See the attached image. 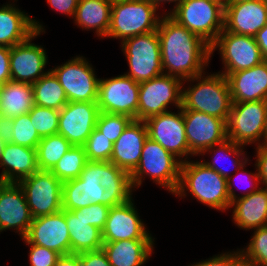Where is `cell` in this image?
<instances>
[{"label": "cell", "instance_id": "6da1fadb", "mask_svg": "<svg viewBox=\"0 0 267 266\" xmlns=\"http://www.w3.org/2000/svg\"><path fill=\"white\" fill-rule=\"evenodd\" d=\"M130 174L112 162L87 161L78 178L62 183V208L68 211L91 204L118 206L133 198Z\"/></svg>", "mask_w": 267, "mask_h": 266}, {"label": "cell", "instance_id": "7a4b0ae2", "mask_svg": "<svg viewBox=\"0 0 267 266\" xmlns=\"http://www.w3.org/2000/svg\"><path fill=\"white\" fill-rule=\"evenodd\" d=\"M157 33L164 74L185 81L209 67L212 60L210 45L169 14H163Z\"/></svg>", "mask_w": 267, "mask_h": 266}, {"label": "cell", "instance_id": "3957f363", "mask_svg": "<svg viewBox=\"0 0 267 266\" xmlns=\"http://www.w3.org/2000/svg\"><path fill=\"white\" fill-rule=\"evenodd\" d=\"M188 195L222 213L230 208L227 179L204 164L201 159L181 162L180 181L173 196L184 199Z\"/></svg>", "mask_w": 267, "mask_h": 266}, {"label": "cell", "instance_id": "277c9868", "mask_svg": "<svg viewBox=\"0 0 267 266\" xmlns=\"http://www.w3.org/2000/svg\"><path fill=\"white\" fill-rule=\"evenodd\" d=\"M209 73L205 71L183 81L181 108L200 111L227 123L233 103L227 78L220 72Z\"/></svg>", "mask_w": 267, "mask_h": 266}, {"label": "cell", "instance_id": "5b68a950", "mask_svg": "<svg viewBox=\"0 0 267 266\" xmlns=\"http://www.w3.org/2000/svg\"><path fill=\"white\" fill-rule=\"evenodd\" d=\"M180 166L178 158L148 137L143 145L140 162L130 174L134 192L140 186L143 187L145 178L149 177L152 183L173 195L180 181Z\"/></svg>", "mask_w": 267, "mask_h": 266}, {"label": "cell", "instance_id": "8992f818", "mask_svg": "<svg viewBox=\"0 0 267 266\" xmlns=\"http://www.w3.org/2000/svg\"><path fill=\"white\" fill-rule=\"evenodd\" d=\"M148 0L112 2L110 26L106 38L124 40L158 29L163 12H157ZM160 14V15H159Z\"/></svg>", "mask_w": 267, "mask_h": 266}, {"label": "cell", "instance_id": "52a82bcc", "mask_svg": "<svg viewBox=\"0 0 267 266\" xmlns=\"http://www.w3.org/2000/svg\"><path fill=\"white\" fill-rule=\"evenodd\" d=\"M120 47L129 67L124 74L135 82L141 83L164 74L157 30L128 38Z\"/></svg>", "mask_w": 267, "mask_h": 266}, {"label": "cell", "instance_id": "ba28073f", "mask_svg": "<svg viewBox=\"0 0 267 266\" xmlns=\"http://www.w3.org/2000/svg\"><path fill=\"white\" fill-rule=\"evenodd\" d=\"M169 15L210 46L224 29V7L211 0H183Z\"/></svg>", "mask_w": 267, "mask_h": 266}, {"label": "cell", "instance_id": "9c48e42d", "mask_svg": "<svg viewBox=\"0 0 267 266\" xmlns=\"http://www.w3.org/2000/svg\"><path fill=\"white\" fill-rule=\"evenodd\" d=\"M50 70L65 90L68 102L98 101L100 78L97 77L92 63L85 56H74Z\"/></svg>", "mask_w": 267, "mask_h": 266}, {"label": "cell", "instance_id": "30bf717a", "mask_svg": "<svg viewBox=\"0 0 267 266\" xmlns=\"http://www.w3.org/2000/svg\"><path fill=\"white\" fill-rule=\"evenodd\" d=\"M182 84L177 77L162 74L139 83L137 120L147 118L182 107Z\"/></svg>", "mask_w": 267, "mask_h": 266}, {"label": "cell", "instance_id": "8fae6325", "mask_svg": "<svg viewBox=\"0 0 267 266\" xmlns=\"http://www.w3.org/2000/svg\"><path fill=\"white\" fill-rule=\"evenodd\" d=\"M267 100L233 102L227 125V139L243 146L264 144Z\"/></svg>", "mask_w": 267, "mask_h": 266}, {"label": "cell", "instance_id": "7c38bea8", "mask_svg": "<svg viewBox=\"0 0 267 266\" xmlns=\"http://www.w3.org/2000/svg\"><path fill=\"white\" fill-rule=\"evenodd\" d=\"M211 58L218 51L222 69L220 73H233L258 65L265 59L254 36L239 35L223 29L210 46Z\"/></svg>", "mask_w": 267, "mask_h": 266}, {"label": "cell", "instance_id": "4fadbf2b", "mask_svg": "<svg viewBox=\"0 0 267 266\" xmlns=\"http://www.w3.org/2000/svg\"><path fill=\"white\" fill-rule=\"evenodd\" d=\"M18 184L33 218L55 214L63 209L62 182L51 171L38 170Z\"/></svg>", "mask_w": 267, "mask_h": 266}, {"label": "cell", "instance_id": "5bb4252c", "mask_svg": "<svg viewBox=\"0 0 267 266\" xmlns=\"http://www.w3.org/2000/svg\"><path fill=\"white\" fill-rule=\"evenodd\" d=\"M139 83L127 75L100 78L98 108L100 112L122 114L137 120Z\"/></svg>", "mask_w": 267, "mask_h": 266}, {"label": "cell", "instance_id": "9a60e30c", "mask_svg": "<svg viewBox=\"0 0 267 266\" xmlns=\"http://www.w3.org/2000/svg\"><path fill=\"white\" fill-rule=\"evenodd\" d=\"M151 116L145 120L148 137L159 143L181 162L190 159V150L185 135L183 109Z\"/></svg>", "mask_w": 267, "mask_h": 266}, {"label": "cell", "instance_id": "2e32d148", "mask_svg": "<svg viewBox=\"0 0 267 266\" xmlns=\"http://www.w3.org/2000/svg\"><path fill=\"white\" fill-rule=\"evenodd\" d=\"M185 135L190 159L227 139V125L223 119L195 110H183Z\"/></svg>", "mask_w": 267, "mask_h": 266}, {"label": "cell", "instance_id": "e0dca14e", "mask_svg": "<svg viewBox=\"0 0 267 266\" xmlns=\"http://www.w3.org/2000/svg\"><path fill=\"white\" fill-rule=\"evenodd\" d=\"M43 34L36 31L26 41L11 47V80L32 85L50 70H44L49 63L46 48L32 42Z\"/></svg>", "mask_w": 267, "mask_h": 266}, {"label": "cell", "instance_id": "ac0fdd59", "mask_svg": "<svg viewBox=\"0 0 267 266\" xmlns=\"http://www.w3.org/2000/svg\"><path fill=\"white\" fill-rule=\"evenodd\" d=\"M134 198L128 202L110 207L106 224L102 230L103 242L132 239H155L147 224L139 216Z\"/></svg>", "mask_w": 267, "mask_h": 266}, {"label": "cell", "instance_id": "d6986e66", "mask_svg": "<svg viewBox=\"0 0 267 266\" xmlns=\"http://www.w3.org/2000/svg\"><path fill=\"white\" fill-rule=\"evenodd\" d=\"M99 112L97 102H68L60 110L58 134L73 146H83L96 127Z\"/></svg>", "mask_w": 267, "mask_h": 266}, {"label": "cell", "instance_id": "ffe728a7", "mask_svg": "<svg viewBox=\"0 0 267 266\" xmlns=\"http://www.w3.org/2000/svg\"><path fill=\"white\" fill-rule=\"evenodd\" d=\"M33 217L24 192L18 183L0 182V234L13 230L24 238Z\"/></svg>", "mask_w": 267, "mask_h": 266}, {"label": "cell", "instance_id": "44dd1931", "mask_svg": "<svg viewBox=\"0 0 267 266\" xmlns=\"http://www.w3.org/2000/svg\"><path fill=\"white\" fill-rule=\"evenodd\" d=\"M25 238L31 243L57 252L71 253L70 236L65 218V209L51 215L33 218Z\"/></svg>", "mask_w": 267, "mask_h": 266}, {"label": "cell", "instance_id": "7402d4cb", "mask_svg": "<svg viewBox=\"0 0 267 266\" xmlns=\"http://www.w3.org/2000/svg\"><path fill=\"white\" fill-rule=\"evenodd\" d=\"M16 1V2H15ZM18 0L0 5V45L13 47L37 32H46L45 25L18 8Z\"/></svg>", "mask_w": 267, "mask_h": 266}, {"label": "cell", "instance_id": "603a6c76", "mask_svg": "<svg viewBox=\"0 0 267 266\" xmlns=\"http://www.w3.org/2000/svg\"><path fill=\"white\" fill-rule=\"evenodd\" d=\"M267 23L264 0L228 3L224 8V30L239 35L255 36Z\"/></svg>", "mask_w": 267, "mask_h": 266}, {"label": "cell", "instance_id": "cb8c5ba5", "mask_svg": "<svg viewBox=\"0 0 267 266\" xmlns=\"http://www.w3.org/2000/svg\"><path fill=\"white\" fill-rule=\"evenodd\" d=\"M147 138L148 129L145 121L133 120L113 144L110 162L131 174L140 162Z\"/></svg>", "mask_w": 267, "mask_h": 266}, {"label": "cell", "instance_id": "d4e9b609", "mask_svg": "<svg viewBox=\"0 0 267 266\" xmlns=\"http://www.w3.org/2000/svg\"><path fill=\"white\" fill-rule=\"evenodd\" d=\"M222 74L227 78L232 102L267 100V60L250 69Z\"/></svg>", "mask_w": 267, "mask_h": 266}, {"label": "cell", "instance_id": "484cf974", "mask_svg": "<svg viewBox=\"0 0 267 266\" xmlns=\"http://www.w3.org/2000/svg\"><path fill=\"white\" fill-rule=\"evenodd\" d=\"M0 182L18 183L37 172L36 149L5 143L0 159Z\"/></svg>", "mask_w": 267, "mask_h": 266}, {"label": "cell", "instance_id": "4316f807", "mask_svg": "<svg viewBox=\"0 0 267 266\" xmlns=\"http://www.w3.org/2000/svg\"><path fill=\"white\" fill-rule=\"evenodd\" d=\"M232 222L241 230L250 231L267 226V189L237 198L230 204Z\"/></svg>", "mask_w": 267, "mask_h": 266}, {"label": "cell", "instance_id": "83f0119b", "mask_svg": "<svg viewBox=\"0 0 267 266\" xmlns=\"http://www.w3.org/2000/svg\"><path fill=\"white\" fill-rule=\"evenodd\" d=\"M155 239H132L103 242L111 266H145L155 253Z\"/></svg>", "mask_w": 267, "mask_h": 266}, {"label": "cell", "instance_id": "f1b7e54d", "mask_svg": "<svg viewBox=\"0 0 267 266\" xmlns=\"http://www.w3.org/2000/svg\"><path fill=\"white\" fill-rule=\"evenodd\" d=\"M111 8L109 0H79L73 23L82 31H93L96 37L104 39L110 26Z\"/></svg>", "mask_w": 267, "mask_h": 266}, {"label": "cell", "instance_id": "f546056e", "mask_svg": "<svg viewBox=\"0 0 267 266\" xmlns=\"http://www.w3.org/2000/svg\"><path fill=\"white\" fill-rule=\"evenodd\" d=\"M70 236L71 253H82L102 249V231L88 224L81 216V210H65Z\"/></svg>", "mask_w": 267, "mask_h": 266}, {"label": "cell", "instance_id": "4dcf8cb0", "mask_svg": "<svg viewBox=\"0 0 267 266\" xmlns=\"http://www.w3.org/2000/svg\"><path fill=\"white\" fill-rule=\"evenodd\" d=\"M244 149L245 146L226 139L224 142L205 150L200 156L207 154L209 157L211 156V158L210 160H204L203 157L201 161L211 169H214L222 177L228 179L233 174L232 171H234V173L237 172L250 159ZM220 160H225V164L232 166V171L230 168L228 169V166H223V164H221L223 162L220 163Z\"/></svg>", "mask_w": 267, "mask_h": 266}, {"label": "cell", "instance_id": "1f68e13d", "mask_svg": "<svg viewBox=\"0 0 267 266\" xmlns=\"http://www.w3.org/2000/svg\"><path fill=\"white\" fill-rule=\"evenodd\" d=\"M33 106L31 84L11 80L0 85V115L14 118L29 113Z\"/></svg>", "mask_w": 267, "mask_h": 266}, {"label": "cell", "instance_id": "d6a6232c", "mask_svg": "<svg viewBox=\"0 0 267 266\" xmlns=\"http://www.w3.org/2000/svg\"><path fill=\"white\" fill-rule=\"evenodd\" d=\"M32 88L34 105L61 110L68 103L65 90L51 70L33 83Z\"/></svg>", "mask_w": 267, "mask_h": 266}, {"label": "cell", "instance_id": "836d02e7", "mask_svg": "<svg viewBox=\"0 0 267 266\" xmlns=\"http://www.w3.org/2000/svg\"><path fill=\"white\" fill-rule=\"evenodd\" d=\"M72 146L60 134L43 137L36 147L38 169L50 171Z\"/></svg>", "mask_w": 267, "mask_h": 266}, {"label": "cell", "instance_id": "e575fe53", "mask_svg": "<svg viewBox=\"0 0 267 266\" xmlns=\"http://www.w3.org/2000/svg\"><path fill=\"white\" fill-rule=\"evenodd\" d=\"M86 163L84 146H72L50 171L63 183L78 178Z\"/></svg>", "mask_w": 267, "mask_h": 266}, {"label": "cell", "instance_id": "d590c367", "mask_svg": "<svg viewBox=\"0 0 267 266\" xmlns=\"http://www.w3.org/2000/svg\"><path fill=\"white\" fill-rule=\"evenodd\" d=\"M251 231L248 245L240 248L243 262L251 266H267V226Z\"/></svg>", "mask_w": 267, "mask_h": 266}, {"label": "cell", "instance_id": "8d00e7d4", "mask_svg": "<svg viewBox=\"0 0 267 266\" xmlns=\"http://www.w3.org/2000/svg\"><path fill=\"white\" fill-rule=\"evenodd\" d=\"M60 110L34 105L29 112L31 123L41 138L58 134Z\"/></svg>", "mask_w": 267, "mask_h": 266}, {"label": "cell", "instance_id": "74e56055", "mask_svg": "<svg viewBox=\"0 0 267 266\" xmlns=\"http://www.w3.org/2000/svg\"><path fill=\"white\" fill-rule=\"evenodd\" d=\"M133 120L127 115L99 112L96 128L114 144Z\"/></svg>", "mask_w": 267, "mask_h": 266}, {"label": "cell", "instance_id": "f35d334b", "mask_svg": "<svg viewBox=\"0 0 267 266\" xmlns=\"http://www.w3.org/2000/svg\"><path fill=\"white\" fill-rule=\"evenodd\" d=\"M13 138L10 143L36 149L42 139L31 123L29 113L12 118Z\"/></svg>", "mask_w": 267, "mask_h": 266}, {"label": "cell", "instance_id": "ab89813d", "mask_svg": "<svg viewBox=\"0 0 267 266\" xmlns=\"http://www.w3.org/2000/svg\"><path fill=\"white\" fill-rule=\"evenodd\" d=\"M87 161H110L113 143L104 136L96 127L83 145Z\"/></svg>", "mask_w": 267, "mask_h": 266}, {"label": "cell", "instance_id": "60d3db41", "mask_svg": "<svg viewBox=\"0 0 267 266\" xmlns=\"http://www.w3.org/2000/svg\"><path fill=\"white\" fill-rule=\"evenodd\" d=\"M250 160H248L237 172L232 174L228 179H227V191L228 195L230 198V202L234 201L237 198L249 195L255 191H257L261 185L259 181V176L257 174V170L254 172L248 171L246 165H250ZM246 167V168H245ZM244 178V179H243ZM238 181H243V183H247L246 188L243 191V194H238L236 193V190L234 188L235 186V180ZM247 179V180H246ZM246 180V182H245ZM237 181V182H238Z\"/></svg>", "mask_w": 267, "mask_h": 266}, {"label": "cell", "instance_id": "b9f144b4", "mask_svg": "<svg viewBox=\"0 0 267 266\" xmlns=\"http://www.w3.org/2000/svg\"><path fill=\"white\" fill-rule=\"evenodd\" d=\"M26 246H29V266H54L58 257L57 252L36 244H31L25 237L21 238Z\"/></svg>", "mask_w": 267, "mask_h": 266}, {"label": "cell", "instance_id": "7bdbcfd3", "mask_svg": "<svg viewBox=\"0 0 267 266\" xmlns=\"http://www.w3.org/2000/svg\"><path fill=\"white\" fill-rule=\"evenodd\" d=\"M243 263V257L240 248L236 250L222 251L220 254L213 255L205 260L194 262L188 266H240Z\"/></svg>", "mask_w": 267, "mask_h": 266}, {"label": "cell", "instance_id": "ee69618b", "mask_svg": "<svg viewBox=\"0 0 267 266\" xmlns=\"http://www.w3.org/2000/svg\"><path fill=\"white\" fill-rule=\"evenodd\" d=\"M79 209L81 210L82 218L87 221L88 224L97 227L101 231L104 229L110 209L109 206L98 203Z\"/></svg>", "mask_w": 267, "mask_h": 266}, {"label": "cell", "instance_id": "f6af8a7d", "mask_svg": "<svg viewBox=\"0 0 267 266\" xmlns=\"http://www.w3.org/2000/svg\"><path fill=\"white\" fill-rule=\"evenodd\" d=\"M254 148L255 163L253 167L255 166V170H257L261 187L267 189V145L262 144Z\"/></svg>", "mask_w": 267, "mask_h": 266}, {"label": "cell", "instance_id": "bcb514c9", "mask_svg": "<svg viewBox=\"0 0 267 266\" xmlns=\"http://www.w3.org/2000/svg\"><path fill=\"white\" fill-rule=\"evenodd\" d=\"M80 266H111L103 249L80 253Z\"/></svg>", "mask_w": 267, "mask_h": 266}, {"label": "cell", "instance_id": "7dc6e473", "mask_svg": "<svg viewBox=\"0 0 267 266\" xmlns=\"http://www.w3.org/2000/svg\"><path fill=\"white\" fill-rule=\"evenodd\" d=\"M46 2L53 11L73 19L79 0H46Z\"/></svg>", "mask_w": 267, "mask_h": 266}, {"label": "cell", "instance_id": "c3c4849f", "mask_svg": "<svg viewBox=\"0 0 267 266\" xmlns=\"http://www.w3.org/2000/svg\"><path fill=\"white\" fill-rule=\"evenodd\" d=\"M10 52L11 48L0 45V85L11 81L10 75Z\"/></svg>", "mask_w": 267, "mask_h": 266}, {"label": "cell", "instance_id": "681fc988", "mask_svg": "<svg viewBox=\"0 0 267 266\" xmlns=\"http://www.w3.org/2000/svg\"><path fill=\"white\" fill-rule=\"evenodd\" d=\"M12 118L0 115V139L4 143H10L13 138Z\"/></svg>", "mask_w": 267, "mask_h": 266}, {"label": "cell", "instance_id": "f907efd6", "mask_svg": "<svg viewBox=\"0 0 267 266\" xmlns=\"http://www.w3.org/2000/svg\"><path fill=\"white\" fill-rule=\"evenodd\" d=\"M54 266H80V253L60 255Z\"/></svg>", "mask_w": 267, "mask_h": 266}, {"label": "cell", "instance_id": "816d5d0a", "mask_svg": "<svg viewBox=\"0 0 267 266\" xmlns=\"http://www.w3.org/2000/svg\"><path fill=\"white\" fill-rule=\"evenodd\" d=\"M256 43L258 44L261 54L265 60H267V23L257 32L254 36Z\"/></svg>", "mask_w": 267, "mask_h": 266}, {"label": "cell", "instance_id": "f5cc1de1", "mask_svg": "<svg viewBox=\"0 0 267 266\" xmlns=\"http://www.w3.org/2000/svg\"><path fill=\"white\" fill-rule=\"evenodd\" d=\"M154 7H156L158 10H160L161 5H164L166 3H171L173 8H170L168 11L165 9H161L163 11V14H170L183 0H148Z\"/></svg>", "mask_w": 267, "mask_h": 266}, {"label": "cell", "instance_id": "db71d44e", "mask_svg": "<svg viewBox=\"0 0 267 266\" xmlns=\"http://www.w3.org/2000/svg\"><path fill=\"white\" fill-rule=\"evenodd\" d=\"M264 144L267 145V108H266L265 124H264Z\"/></svg>", "mask_w": 267, "mask_h": 266}, {"label": "cell", "instance_id": "11a10c76", "mask_svg": "<svg viewBox=\"0 0 267 266\" xmlns=\"http://www.w3.org/2000/svg\"><path fill=\"white\" fill-rule=\"evenodd\" d=\"M214 2H217L218 4H220L221 6H223L224 8L228 5L229 0H211Z\"/></svg>", "mask_w": 267, "mask_h": 266}, {"label": "cell", "instance_id": "9f6ffc18", "mask_svg": "<svg viewBox=\"0 0 267 266\" xmlns=\"http://www.w3.org/2000/svg\"><path fill=\"white\" fill-rule=\"evenodd\" d=\"M4 144L5 143L0 139V159H1V154H2V150H3Z\"/></svg>", "mask_w": 267, "mask_h": 266}, {"label": "cell", "instance_id": "6f0895ef", "mask_svg": "<svg viewBox=\"0 0 267 266\" xmlns=\"http://www.w3.org/2000/svg\"><path fill=\"white\" fill-rule=\"evenodd\" d=\"M242 1H250V0H229V3L242 2Z\"/></svg>", "mask_w": 267, "mask_h": 266}, {"label": "cell", "instance_id": "680465c9", "mask_svg": "<svg viewBox=\"0 0 267 266\" xmlns=\"http://www.w3.org/2000/svg\"><path fill=\"white\" fill-rule=\"evenodd\" d=\"M240 266H251V265H248V264L243 262Z\"/></svg>", "mask_w": 267, "mask_h": 266}]
</instances>
